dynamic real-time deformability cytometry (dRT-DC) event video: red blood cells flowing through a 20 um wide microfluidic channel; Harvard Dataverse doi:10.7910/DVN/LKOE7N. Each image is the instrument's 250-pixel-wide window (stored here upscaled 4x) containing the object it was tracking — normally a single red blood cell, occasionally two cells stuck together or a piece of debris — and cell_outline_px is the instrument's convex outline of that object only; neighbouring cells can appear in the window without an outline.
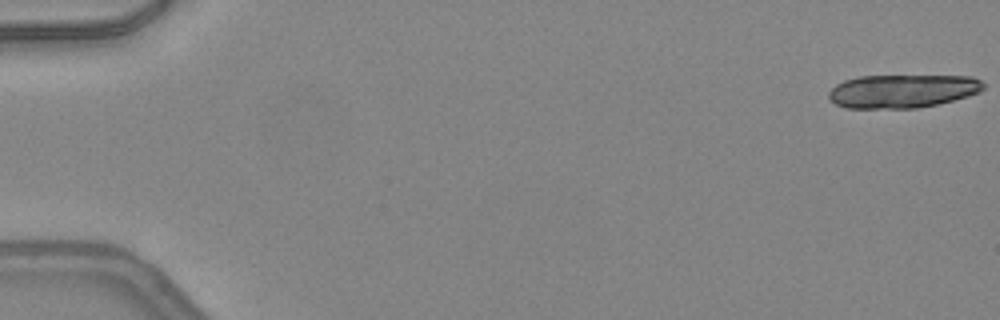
{"species": "common noctule bat (a hibernating species)", "species_latin": "Nyctalus noctula", "temperature_condition": "warm", "stored_images_in_passage": 18, "camera_frame_rate_fps": 3000, "um_per_image_px": 0.085, "animal": {"sex": "female", "body_mass_g": 24.6, "forearm_length_mm": 56.2}, "frame": {"image": 1, "passage_image": 1, "time_ms": 0.0, "image_size_px": [1000, 320], "cell_outline_px": [[984, 88], [980, 92], [968, 96], [936, 104], [916, 108], [844, 108], [828, 100], [828, 92], [836, 84], [844, 80], [860, 76], [972, 76], [980, 80], [984, 84]], "centroid_in_image_um": [76.67, 7.74], "position_along_channel_um": 8.3, "area_um2": 30.17}}